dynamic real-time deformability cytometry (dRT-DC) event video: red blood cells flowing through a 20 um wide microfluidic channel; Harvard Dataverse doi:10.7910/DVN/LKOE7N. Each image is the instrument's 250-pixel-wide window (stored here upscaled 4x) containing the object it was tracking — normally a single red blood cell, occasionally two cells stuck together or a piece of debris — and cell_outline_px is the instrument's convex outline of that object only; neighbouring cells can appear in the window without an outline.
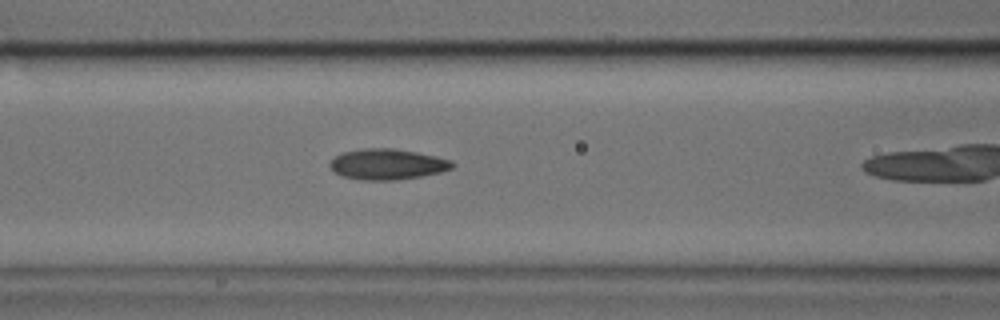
{"species": "common noctule bat (a hibernating species)", "species_latin": "Nyctalus noctula", "temperature_condition": "cold", "stored_images_in_passage": 23, "camera_frame_rate_fps": 3000, "um_per_image_px": 0.085, "animal": {"sex": "male", "body_mass_g": 17.9, "forearm_length_mm": 54.2}, "frame": {"image": 1, "passage_image": 10, "time_ms": 3.0, "image_size_px": [1000, 320], "cell_outline_px": [[456, 164], [452, 168], [440, 172], [420, 176], [396, 180], [360, 180], [340, 176], [328, 164], [336, 156], [344, 152], [360, 148], [392, 148], [416, 152], [436, 156], [452, 160]], "centroid_in_image_um": [32.93, 13.96], "position_along_channel_um": 133.7, "area_um2": 21.91}}